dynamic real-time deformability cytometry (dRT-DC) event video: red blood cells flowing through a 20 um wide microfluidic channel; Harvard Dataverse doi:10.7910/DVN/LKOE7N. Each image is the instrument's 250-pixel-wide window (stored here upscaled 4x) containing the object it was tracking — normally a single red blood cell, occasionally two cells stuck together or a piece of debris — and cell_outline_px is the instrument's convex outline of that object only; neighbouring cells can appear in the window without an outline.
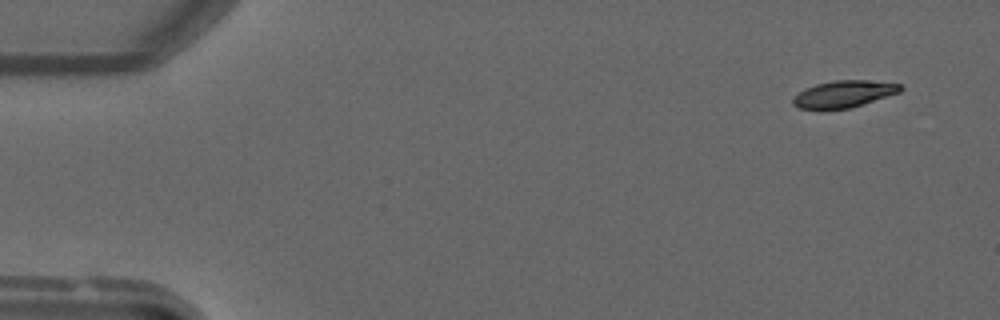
{"species": "common noctule bat (a hibernating species)", "species_latin": "Nyctalus noctula", "temperature_condition": "warm", "stored_images_in_passage": 48, "camera_frame_rate_fps": 3000, "um_per_image_px": 0.085, "animal": {"sex": "male", "forearm_length_mm": 52.5}, "frame": {"image": 1, "passage_image": 2, "time_ms": 0.333, "image_size_px": [1000, 320], "cell_outline_px": [[904, 88], [900, 92], [852, 108], [820, 112], [800, 108], [792, 104], [792, 100], [804, 88], [816, 84], [836, 80], [868, 80], [900, 84]], "centroid_in_image_um": [71.69, 8.03], "position_along_channel_um": 13.3, "area_um2": 17.34}}
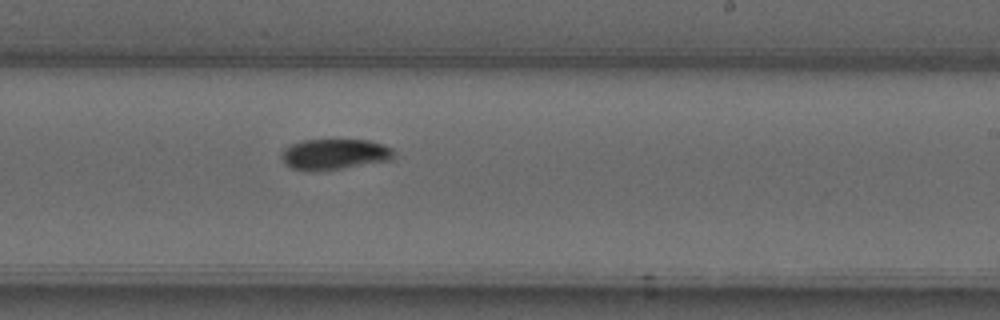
{"frame": {"image": 2, "passage_image": 29, "time_ms": 9.333, "image_size_px": [1000, 320], "cell_outline_px": [[396, 152], [392, 160], [340, 168], [312, 172], [292, 168], [284, 164], [280, 156], [280, 152], [284, 148], [300, 140], [368, 140], [384, 144], [392, 148]], "centroid_in_image_um": [28.41, 13.11], "position_along_channel_um": 260.6, "area_um2": 20.35}}
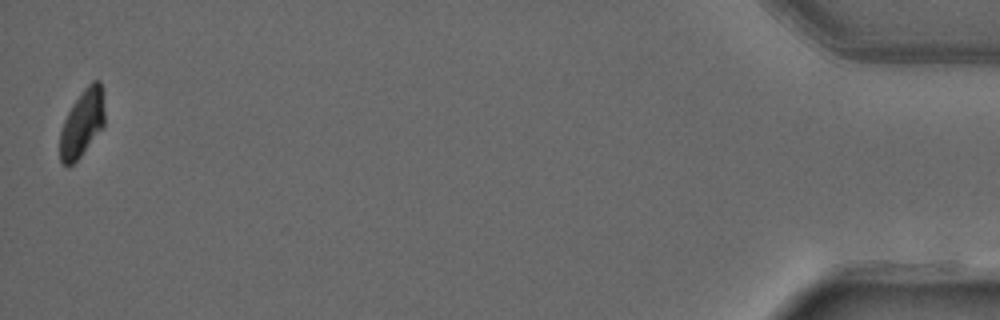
{"frame": {"image": 3, "passage_image": 48, "time_ms": 15.667, "image_size_px": [1000, 320], "cell_outline_px": [[104, 124], [80, 156], [68, 168], [60, 160], [60, 132], [64, 120], [72, 104], [84, 88], [92, 80], [100, 80], [104, 108]], "centroid_in_image_um": [6.96, 10.46], "position_along_channel_um": 428.2, "area_um2": 17.17}}